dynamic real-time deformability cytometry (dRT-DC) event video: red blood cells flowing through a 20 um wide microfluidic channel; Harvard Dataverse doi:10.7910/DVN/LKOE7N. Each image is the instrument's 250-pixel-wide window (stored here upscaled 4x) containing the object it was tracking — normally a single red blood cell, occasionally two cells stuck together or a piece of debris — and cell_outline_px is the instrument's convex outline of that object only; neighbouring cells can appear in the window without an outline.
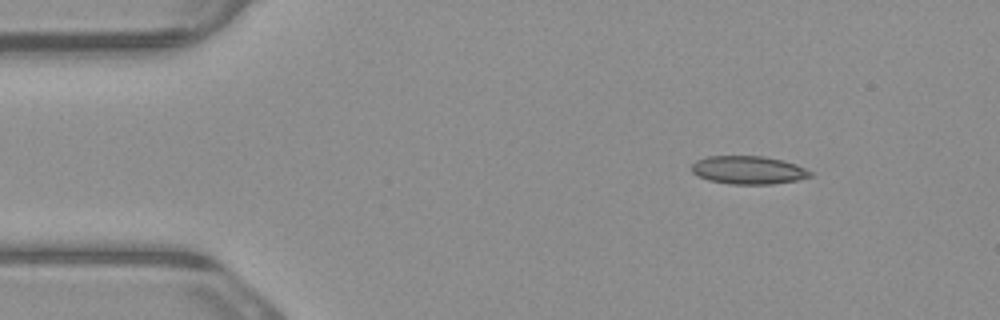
{"species": "common noctule bat (a hibernating species)", "species_latin": "Nyctalus noctula", "temperature_condition": "warm", "stored_images_in_passage": 3, "camera_frame_rate_fps": 3000, "um_per_image_px": 0.085, "animal": {"sex": "male", "body_mass_g": 23.1, "forearm_length_mm": 52.7}, "frame": {"image": 1, "passage_image": 3, "time_ms": 0.667, "image_size_px": [1000, 320], "cell_outline_px": [[812, 176], [796, 180], [772, 184], [732, 184], [708, 180], [696, 176], [692, 172], [692, 164], [696, 160], [708, 156], [764, 156], [784, 160], [796, 164], [812, 172]], "centroid_in_image_um": [63.59, 14.45], "position_along_channel_um": 21.4, "area_um2": 19.54}}